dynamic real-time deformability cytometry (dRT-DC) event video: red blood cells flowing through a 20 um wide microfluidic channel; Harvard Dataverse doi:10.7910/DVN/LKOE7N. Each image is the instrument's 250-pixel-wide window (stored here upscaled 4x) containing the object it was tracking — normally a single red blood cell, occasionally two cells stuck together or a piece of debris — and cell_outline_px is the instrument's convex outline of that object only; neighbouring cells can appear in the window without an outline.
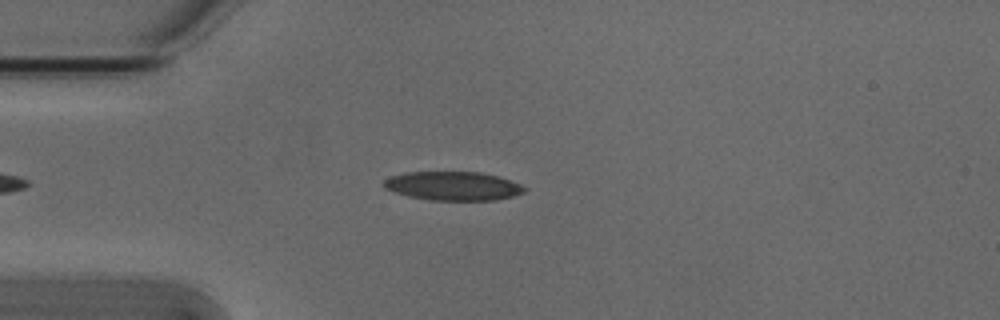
{"species": "Egyptian fruit bat (a non-hibernating species)", "species_latin": "Rousettus aegyptiacus", "temperature_condition": "cold", "stored_images_in_passage": 4, "camera_frame_rate_fps": 3000, "um_per_image_px": 0.085, "animal": {"sex": "male"}, "frame": {"image": 1, "passage_image": 4, "time_ms": 1.0, "image_size_px": [1000, 320], "cell_outline_px": [[528, 188], [524, 192], [512, 196], [496, 200], [428, 200], [408, 196], [384, 188], [380, 184], [384, 180], [392, 176], [404, 172], [480, 172], [496, 176], [520, 184]], "centroid_in_image_um": [38.48, 15.81], "position_along_channel_um": 46.5, "area_um2": 23.58}}